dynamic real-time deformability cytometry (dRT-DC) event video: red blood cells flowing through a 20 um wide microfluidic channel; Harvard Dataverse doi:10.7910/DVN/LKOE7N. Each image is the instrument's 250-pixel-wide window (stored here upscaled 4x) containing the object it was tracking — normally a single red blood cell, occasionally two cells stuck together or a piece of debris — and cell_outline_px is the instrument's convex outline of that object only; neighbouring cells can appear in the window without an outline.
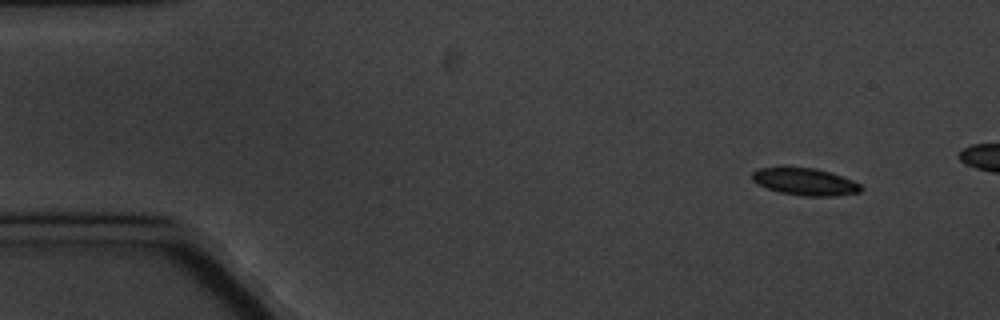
{"species": "common noctule bat (a hibernating species)", "species_latin": "Nyctalus noctula", "temperature_condition": "cold", "stored_images_in_passage": 3, "camera_frame_rate_fps": 3000, "um_per_image_px": 0.085, "animal": {"sex": "male", "body_mass_g": 20.1, "forearm_length_mm": 53.5}, "frame": {"image": 1, "passage_image": 1, "time_ms": 0.0, "image_size_px": [1000, 320], "cell_outline_px": [[864, 188], [860, 192], [836, 196], [804, 196], [780, 192], [756, 184], [752, 180], [752, 172], [760, 168], [816, 168], [852, 180], [860, 184]], "centroid_in_image_um": [68.44, 15.46], "position_along_channel_um": 16.6, "area_um2": 16.99}}